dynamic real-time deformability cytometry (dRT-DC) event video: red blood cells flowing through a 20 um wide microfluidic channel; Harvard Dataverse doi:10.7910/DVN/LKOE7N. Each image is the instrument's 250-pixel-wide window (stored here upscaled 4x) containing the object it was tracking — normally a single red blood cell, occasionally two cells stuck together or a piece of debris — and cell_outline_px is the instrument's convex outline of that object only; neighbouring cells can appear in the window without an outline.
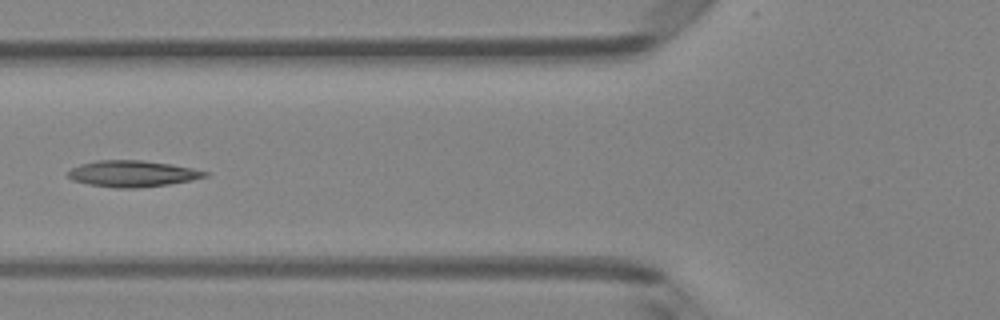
{"species": "Egyptian fruit bat (a non-hibernating species)", "species_latin": "Rousettus aegyptiacus", "temperature_condition": "room temperature", "stored_images_in_passage": 8, "camera_frame_rate_fps": 3000, "um_per_image_px": 0.085, "animal": {"sex": "female"}, "frame": {"image": 1, "passage_image": 6, "time_ms": 1.667, "image_size_px": [1000, 320], "cell_outline_px": [[208, 176], [192, 180], [168, 184], [136, 188], [116, 188], [88, 184], [72, 180], [68, 176], [68, 172], [72, 168], [80, 164], [96, 160], [144, 160], [172, 164], [192, 168], [208, 172]], "centroid_in_image_um": [11.26, 14.76], "position_along_channel_um": 114.5, "area_um2": 20.98}}
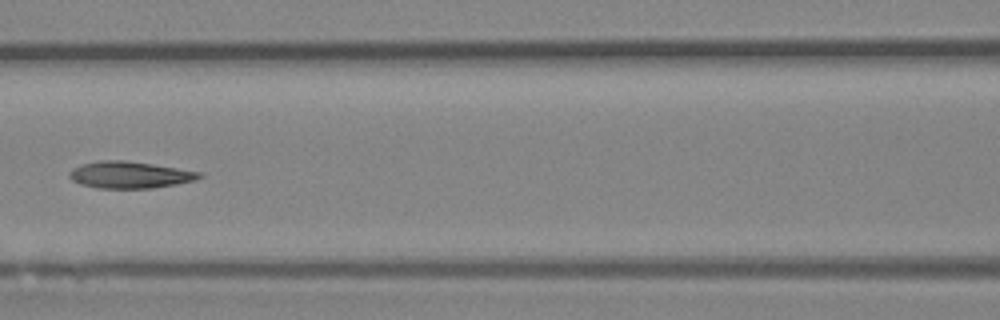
{"frame": {"image": 2, "passage_image": 7, "time_ms": 2.0, "image_size_px": [1000, 320], "cell_outline_px": [[204, 176], [196, 180], [176, 184], [152, 188], [96, 188], [80, 184], [72, 180], [68, 176], [68, 172], [72, 168], [84, 164], [100, 160], [124, 160], [152, 164], [200, 172]], "centroid_in_image_um": [11.01, 14.86], "position_along_channel_um": 155.6, "area_um2": 20.23}}
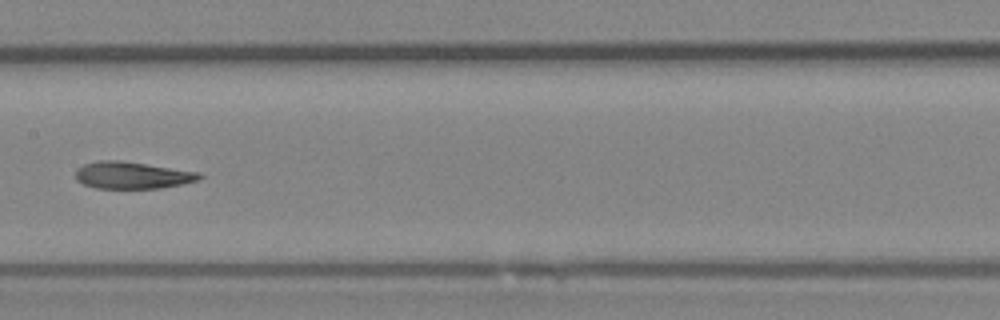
{"frame": {"image": 3, "passage_image": 8, "time_ms": 2.333, "image_size_px": [1000, 320], "cell_outline_px": [[204, 176], [200, 180], [184, 184], [160, 188], [96, 188], [84, 184], [76, 180], [76, 168], [84, 164], [100, 160], [116, 160], [200, 172]], "centroid_in_image_um": [11.26, 14.9], "position_along_channel_um": 196.1, "area_um2": 19.42}}